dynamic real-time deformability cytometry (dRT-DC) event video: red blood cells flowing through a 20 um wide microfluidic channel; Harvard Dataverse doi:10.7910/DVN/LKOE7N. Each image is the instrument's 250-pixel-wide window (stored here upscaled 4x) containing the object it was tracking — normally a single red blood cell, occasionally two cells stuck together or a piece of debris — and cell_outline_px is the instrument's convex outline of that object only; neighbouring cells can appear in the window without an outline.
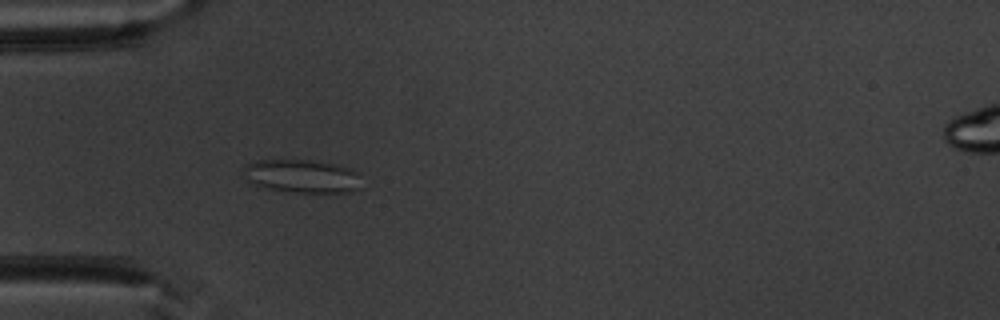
{"species": "common noctule bat (a hibernating species)", "species_latin": "Nyctalus noctula", "temperature_condition": "warm", "stored_images_in_passage": 52, "camera_frame_rate_fps": 3000, "um_per_image_px": 0.085, "animal": {"sex": "male", "body_mass_g": 20.1, "forearm_length_mm": 53.5}, "frame": {"image": 1, "passage_image": 17, "time_ms": 5.333, "image_size_px": [1000, 320], "cell_outline_px": [[364, 188], [352, 192], [296, 192], [268, 188], [256, 184], [248, 180], [244, 168], [244, 164], [256, 160], [312, 160], [336, 164], [348, 168], [356, 172]], "centroid_in_image_um": [25.73, 14.97], "position_along_channel_um": 59.3, "area_um2": 22.77}}
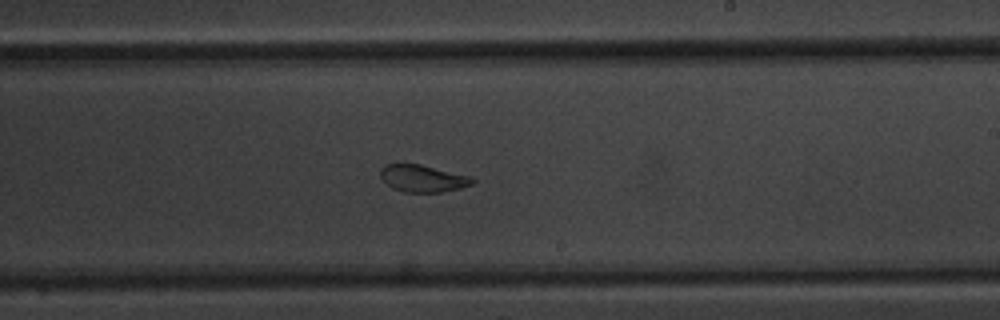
{"frame": {"image": 2, "passage_image": 32, "time_ms": 10.333, "image_size_px": [1000, 320], "cell_outline_px": [[476, 180], [472, 184], [460, 188], [440, 192], [404, 192], [392, 188], [380, 176], [380, 168], [384, 164], [400, 160], [420, 164], [472, 176]], "centroid_in_image_um": [35.89, 15.11], "position_along_channel_um": 253.1, "area_um2": 15.09}}
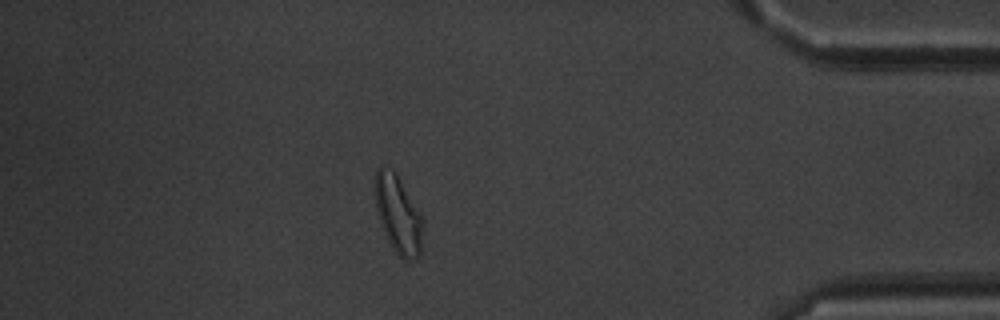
{"frame": {"image": 3, "passage_image": 46, "time_ms": 15.0, "image_size_px": [1000, 320], "cell_outline_px": [[424, 224], [420, 256], [408, 260], [404, 260], [392, 248], [384, 232], [376, 212], [376, 168], [380, 164], [392, 168], [396, 172], [424, 220]], "centroid_in_image_um": [33.85, 18.21], "position_along_channel_um": 401.3, "area_um2": 21.79}, "authors_computed_cell_mechanics": {"area_um2": 20.2011, "velocity_mm_per_s": 3.9551, "shape_relaxation_time_tau1_ms": null, "shape_relaxation_time_tau2_ms": 1.0726, "deformation_change_tau1": null, "deformation_change_tau2": 0.0667}}